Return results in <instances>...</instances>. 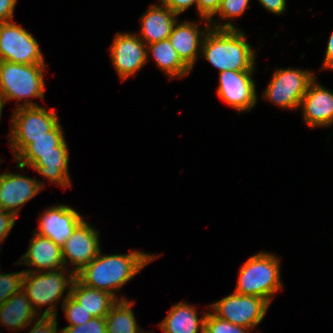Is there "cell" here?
Masks as SVG:
<instances>
[{"instance_id": "7a4b0ae2", "label": "cell", "mask_w": 333, "mask_h": 333, "mask_svg": "<svg viewBox=\"0 0 333 333\" xmlns=\"http://www.w3.org/2000/svg\"><path fill=\"white\" fill-rule=\"evenodd\" d=\"M155 258H157L155 255L136 250L125 255L108 256L100 251L88 265L76 274V278L88 287L104 290L115 296L114 291L120 290Z\"/></svg>"}, {"instance_id": "d6986e66", "label": "cell", "mask_w": 333, "mask_h": 333, "mask_svg": "<svg viewBox=\"0 0 333 333\" xmlns=\"http://www.w3.org/2000/svg\"><path fill=\"white\" fill-rule=\"evenodd\" d=\"M69 154L61 124L58 123L47 136L31 139V143L15 158L20 169L31 167L40 155Z\"/></svg>"}, {"instance_id": "4fadbf2b", "label": "cell", "mask_w": 333, "mask_h": 333, "mask_svg": "<svg viewBox=\"0 0 333 333\" xmlns=\"http://www.w3.org/2000/svg\"><path fill=\"white\" fill-rule=\"evenodd\" d=\"M39 219V227L35 233L62 247L84 217L67 205H57L47 208Z\"/></svg>"}, {"instance_id": "f546056e", "label": "cell", "mask_w": 333, "mask_h": 333, "mask_svg": "<svg viewBox=\"0 0 333 333\" xmlns=\"http://www.w3.org/2000/svg\"><path fill=\"white\" fill-rule=\"evenodd\" d=\"M249 0H221L219 10L216 15L222 17V19L232 18L241 16L246 10Z\"/></svg>"}, {"instance_id": "ba28073f", "label": "cell", "mask_w": 333, "mask_h": 333, "mask_svg": "<svg viewBox=\"0 0 333 333\" xmlns=\"http://www.w3.org/2000/svg\"><path fill=\"white\" fill-rule=\"evenodd\" d=\"M270 303L258 296L233 293L210 305L213 314L238 326L253 329L263 320Z\"/></svg>"}, {"instance_id": "7402d4cb", "label": "cell", "mask_w": 333, "mask_h": 333, "mask_svg": "<svg viewBox=\"0 0 333 333\" xmlns=\"http://www.w3.org/2000/svg\"><path fill=\"white\" fill-rule=\"evenodd\" d=\"M207 312L198 318L195 307L185 302L175 304L167 317L158 325L164 333H204V322Z\"/></svg>"}, {"instance_id": "3957f363", "label": "cell", "mask_w": 333, "mask_h": 333, "mask_svg": "<svg viewBox=\"0 0 333 333\" xmlns=\"http://www.w3.org/2000/svg\"><path fill=\"white\" fill-rule=\"evenodd\" d=\"M45 64H20L9 61H0V102L26 99L20 107L39 106L28 101L27 98H41L44 100L45 83L43 69Z\"/></svg>"}, {"instance_id": "e575fe53", "label": "cell", "mask_w": 333, "mask_h": 333, "mask_svg": "<svg viewBox=\"0 0 333 333\" xmlns=\"http://www.w3.org/2000/svg\"><path fill=\"white\" fill-rule=\"evenodd\" d=\"M17 0H0V23L13 21Z\"/></svg>"}, {"instance_id": "6da1fadb", "label": "cell", "mask_w": 333, "mask_h": 333, "mask_svg": "<svg viewBox=\"0 0 333 333\" xmlns=\"http://www.w3.org/2000/svg\"><path fill=\"white\" fill-rule=\"evenodd\" d=\"M210 26L200 48L203 57L219 72L254 70L255 52L244 32L230 21L221 25L210 23Z\"/></svg>"}, {"instance_id": "1f68e13d", "label": "cell", "mask_w": 333, "mask_h": 333, "mask_svg": "<svg viewBox=\"0 0 333 333\" xmlns=\"http://www.w3.org/2000/svg\"><path fill=\"white\" fill-rule=\"evenodd\" d=\"M57 316H40L29 333H58Z\"/></svg>"}, {"instance_id": "e0dca14e", "label": "cell", "mask_w": 333, "mask_h": 333, "mask_svg": "<svg viewBox=\"0 0 333 333\" xmlns=\"http://www.w3.org/2000/svg\"><path fill=\"white\" fill-rule=\"evenodd\" d=\"M22 260H24V265L36 267L35 272L55 271L65 268L62 247L51 239L40 236L35 232L30 240V247L20 261L22 262Z\"/></svg>"}, {"instance_id": "52a82bcc", "label": "cell", "mask_w": 333, "mask_h": 333, "mask_svg": "<svg viewBox=\"0 0 333 333\" xmlns=\"http://www.w3.org/2000/svg\"><path fill=\"white\" fill-rule=\"evenodd\" d=\"M316 78L314 73L301 69H277L264 91L263 97L282 108L297 109Z\"/></svg>"}, {"instance_id": "8d00e7d4", "label": "cell", "mask_w": 333, "mask_h": 333, "mask_svg": "<svg viewBox=\"0 0 333 333\" xmlns=\"http://www.w3.org/2000/svg\"><path fill=\"white\" fill-rule=\"evenodd\" d=\"M322 68L333 69V32L328 40L325 59Z\"/></svg>"}, {"instance_id": "8fae6325", "label": "cell", "mask_w": 333, "mask_h": 333, "mask_svg": "<svg viewBox=\"0 0 333 333\" xmlns=\"http://www.w3.org/2000/svg\"><path fill=\"white\" fill-rule=\"evenodd\" d=\"M110 52L112 63L122 81L134 75L147 62V45L138 35L118 33Z\"/></svg>"}, {"instance_id": "2e32d148", "label": "cell", "mask_w": 333, "mask_h": 333, "mask_svg": "<svg viewBox=\"0 0 333 333\" xmlns=\"http://www.w3.org/2000/svg\"><path fill=\"white\" fill-rule=\"evenodd\" d=\"M198 24L192 22H177L174 24L168 39L182 62L191 70L198 58V50L202 46L205 34L210 24L203 31L198 30ZM201 35V36H200ZM199 51V52H198Z\"/></svg>"}, {"instance_id": "9c48e42d", "label": "cell", "mask_w": 333, "mask_h": 333, "mask_svg": "<svg viewBox=\"0 0 333 333\" xmlns=\"http://www.w3.org/2000/svg\"><path fill=\"white\" fill-rule=\"evenodd\" d=\"M0 61L45 64L37 40L13 21L0 23Z\"/></svg>"}, {"instance_id": "74e56055", "label": "cell", "mask_w": 333, "mask_h": 333, "mask_svg": "<svg viewBox=\"0 0 333 333\" xmlns=\"http://www.w3.org/2000/svg\"><path fill=\"white\" fill-rule=\"evenodd\" d=\"M3 106L4 105L0 102V120H1V115H2L1 113H2Z\"/></svg>"}, {"instance_id": "5bb4252c", "label": "cell", "mask_w": 333, "mask_h": 333, "mask_svg": "<svg viewBox=\"0 0 333 333\" xmlns=\"http://www.w3.org/2000/svg\"><path fill=\"white\" fill-rule=\"evenodd\" d=\"M43 186L35 178L10 172L0 174V209L17 217L19 209L44 189Z\"/></svg>"}, {"instance_id": "603a6c76", "label": "cell", "mask_w": 333, "mask_h": 333, "mask_svg": "<svg viewBox=\"0 0 333 333\" xmlns=\"http://www.w3.org/2000/svg\"><path fill=\"white\" fill-rule=\"evenodd\" d=\"M150 53L153 55L157 66L161 70L163 69L168 77H184L190 74V69L182 62L169 39L148 44L147 60Z\"/></svg>"}, {"instance_id": "277c9868", "label": "cell", "mask_w": 333, "mask_h": 333, "mask_svg": "<svg viewBox=\"0 0 333 333\" xmlns=\"http://www.w3.org/2000/svg\"><path fill=\"white\" fill-rule=\"evenodd\" d=\"M280 260L261 252L250 257L240 268L235 293L258 296L271 302L275 292L282 289Z\"/></svg>"}, {"instance_id": "f1b7e54d", "label": "cell", "mask_w": 333, "mask_h": 333, "mask_svg": "<svg viewBox=\"0 0 333 333\" xmlns=\"http://www.w3.org/2000/svg\"><path fill=\"white\" fill-rule=\"evenodd\" d=\"M60 333H107L105 317H93L84 324L66 326Z\"/></svg>"}, {"instance_id": "484cf974", "label": "cell", "mask_w": 333, "mask_h": 333, "mask_svg": "<svg viewBox=\"0 0 333 333\" xmlns=\"http://www.w3.org/2000/svg\"><path fill=\"white\" fill-rule=\"evenodd\" d=\"M62 303L66 319L69 321V326H77L91 320L93 316L87 312L82 305L75 301L70 296V290L67 292Z\"/></svg>"}, {"instance_id": "ffe728a7", "label": "cell", "mask_w": 333, "mask_h": 333, "mask_svg": "<svg viewBox=\"0 0 333 333\" xmlns=\"http://www.w3.org/2000/svg\"><path fill=\"white\" fill-rule=\"evenodd\" d=\"M37 315L26 293L21 289L0 305V321L13 330L27 328Z\"/></svg>"}, {"instance_id": "5b68a950", "label": "cell", "mask_w": 333, "mask_h": 333, "mask_svg": "<svg viewBox=\"0 0 333 333\" xmlns=\"http://www.w3.org/2000/svg\"><path fill=\"white\" fill-rule=\"evenodd\" d=\"M33 270L24 271L22 290L26 293L36 313L38 307L46 304L49 306L43 314L41 313V316H57V307L54 306H56V302H59L58 300L62 297L66 287L68 286V289H71L76 275L70 271L68 277L64 276L67 274L65 273L66 268L44 271V273Z\"/></svg>"}, {"instance_id": "4316f807", "label": "cell", "mask_w": 333, "mask_h": 333, "mask_svg": "<svg viewBox=\"0 0 333 333\" xmlns=\"http://www.w3.org/2000/svg\"><path fill=\"white\" fill-rule=\"evenodd\" d=\"M247 330H250V328L230 323L217 317L212 312L207 313L204 322V333H249Z\"/></svg>"}, {"instance_id": "836d02e7", "label": "cell", "mask_w": 333, "mask_h": 333, "mask_svg": "<svg viewBox=\"0 0 333 333\" xmlns=\"http://www.w3.org/2000/svg\"><path fill=\"white\" fill-rule=\"evenodd\" d=\"M160 3L180 15V13L196 3V0H160Z\"/></svg>"}, {"instance_id": "83f0119b", "label": "cell", "mask_w": 333, "mask_h": 333, "mask_svg": "<svg viewBox=\"0 0 333 333\" xmlns=\"http://www.w3.org/2000/svg\"><path fill=\"white\" fill-rule=\"evenodd\" d=\"M24 271L0 274V305L22 289Z\"/></svg>"}, {"instance_id": "7c38bea8", "label": "cell", "mask_w": 333, "mask_h": 333, "mask_svg": "<svg viewBox=\"0 0 333 333\" xmlns=\"http://www.w3.org/2000/svg\"><path fill=\"white\" fill-rule=\"evenodd\" d=\"M98 236V231L84 219L62 246L64 266L69 258L70 263L76 266L72 272L75 275L79 273L100 253Z\"/></svg>"}, {"instance_id": "cb8c5ba5", "label": "cell", "mask_w": 333, "mask_h": 333, "mask_svg": "<svg viewBox=\"0 0 333 333\" xmlns=\"http://www.w3.org/2000/svg\"><path fill=\"white\" fill-rule=\"evenodd\" d=\"M69 154L40 155V158L30 167L39 172L51 183L62 187H71L68 174Z\"/></svg>"}, {"instance_id": "8992f818", "label": "cell", "mask_w": 333, "mask_h": 333, "mask_svg": "<svg viewBox=\"0 0 333 333\" xmlns=\"http://www.w3.org/2000/svg\"><path fill=\"white\" fill-rule=\"evenodd\" d=\"M54 111L40 106L15 109L8 135L14 159L31 143V139L47 136V132L59 123Z\"/></svg>"}, {"instance_id": "44dd1931", "label": "cell", "mask_w": 333, "mask_h": 333, "mask_svg": "<svg viewBox=\"0 0 333 333\" xmlns=\"http://www.w3.org/2000/svg\"><path fill=\"white\" fill-rule=\"evenodd\" d=\"M70 296L93 317H106L112 306L119 300L111 293L88 287L77 278L70 289Z\"/></svg>"}, {"instance_id": "d4e9b609", "label": "cell", "mask_w": 333, "mask_h": 333, "mask_svg": "<svg viewBox=\"0 0 333 333\" xmlns=\"http://www.w3.org/2000/svg\"><path fill=\"white\" fill-rule=\"evenodd\" d=\"M133 304L132 301L128 302L126 298L122 297L112 306L105 317L107 333H146L137 327L131 308Z\"/></svg>"}, {"instance_id": "9a60e30c", "label": "cell", "mask_w": 333, "mask_h": 333, "mask_svg": "<svg viewBox=\"0 0 333 333\" xmlns=\"http://www.w3.org/2000/svg\"><path fill=\"white\" fill-rule=\"evenodd\" d=\"M314 79L301 100L303 117L311 127L331 126L333 124V92L324 88Z\"/></svg>"}, {"instance_id": "d590c367", "label": "cell", "mask_w": 333, "mask_h": 333, "mask_svg": "<svg viewBox=\"0 0 333 333\" xmlns=\"http://www.w3.org/2000/svg\"><path fill=\"white\" fill-rule=\"evenodd\" d=\"M259 3L269 12L282 14L286 9V0H258Z\"/></svg>"}, {"instance_id": "d6a6232c", "label": "cell", "mask_w": 333, "mask_h": 333, "mask_svg": "<svg viewBox=\"0 0 333 333\" xmlns=\"http://www.w3.org/2000/svg\"><path fill=\"white\" fill-rule=\"evenodd\" d=\"M16 219L14 214L0 209V243L9 235Z\"/></svg>"}, {"instance_id": "ac0fdd59", "label": "cell", "mask_w": 333, "mask_h": 333, "mask_svg": "<svg viewBox=\"0 0 333 333\" xmlns=\"http://www.w3.org/2000/svg\"><path fill=\"white\" fill-rule=\"evenodd\" d=\"M160 5H151L141 16V31L138 36L146 45L168 39L174 24L179 22L176 19L178 14Z\"/></svg>"}, {"instance_id": "4dcf8cb0", "label": "cell", "mask_w": 333, "mask_h": 333, "mask_svg": "<svg viewBox=\"0 0 333 333\" xmlns=\"http://www.w3.org/2000/svg\"><path fill=\"white\" fill-rule=\"evenodd\" d=\"M221 0H196V7L200 17L208 22L219 10Z\"/></svg>"}, {"instance_id": "30bf717a", "label": "cell", "mask_w": 333, "mask_h": 333, "mask_svg": "<svg viewBox=\"0 0 333 333\" xmlns=\"http://www.w3.org/2000/svg\"><path fill=\"white\" fill-rule=\"evenodd\" d=\"M254 70L219 72L218 95L238 111H250L257 102Z\"/></svg>"}]
</instances>
